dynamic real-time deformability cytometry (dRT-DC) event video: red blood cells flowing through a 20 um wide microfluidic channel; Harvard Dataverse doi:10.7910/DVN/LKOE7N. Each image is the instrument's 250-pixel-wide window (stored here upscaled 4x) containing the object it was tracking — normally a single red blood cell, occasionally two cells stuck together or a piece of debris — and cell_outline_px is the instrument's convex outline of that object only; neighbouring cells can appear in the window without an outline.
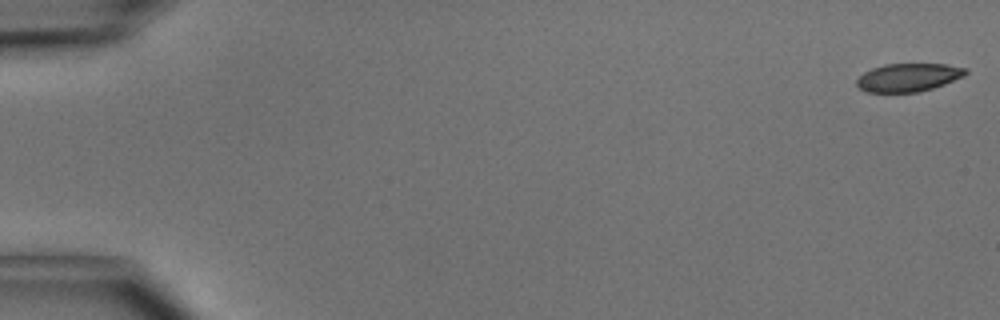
{"species": "common noctule bat (a hibernating species)", "species_latin": "Nyctalus noctula", "temperature_condition": "cold", "stored_images_in_passage": 49, "camera_frame_rate_fps": 3000, "um_per_image_px": 0.085, "animal": {"sex": "male", "body_mass_g": 15.6}, "frame": {"image": 1, "passage_image": 1, "time_ms": 0.0, "image_size_px": [1000, 320], "cell_outline_px": [[968, 72], [964, 76], [944, 84], [932, 88], [916, 92], [868, 92], [860, 88], [856, 84], [856, 80], [864, 72], [872, 68], [884, 64], [948, 64], [968, 68]], "centroid_in_image_um": [77.23, 6.57], "position_along_channel_um": 7.8, "area_um2": 17.86}}
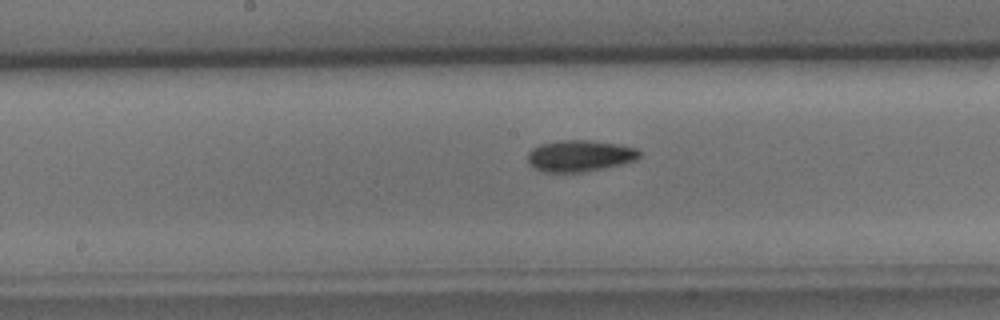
{"frame": {"image": 2, "passage_image": 26, "time_ms": 8.333, "image_size_px": [1000, 320], "cell_outline_px": [[640, 156], [636, 160], [620, 164], [580, 172], [544, 172], [536, 168], [528, 160], [528, 152], [532, 148], [540, 144], [556, 140], [588, 140], [616, 144], [636, 148], [640, 152]], "centroid_in_image_um": [49.26, 13.23], "position_along_channel_um": 198.9, "area_um2": 20.17}}
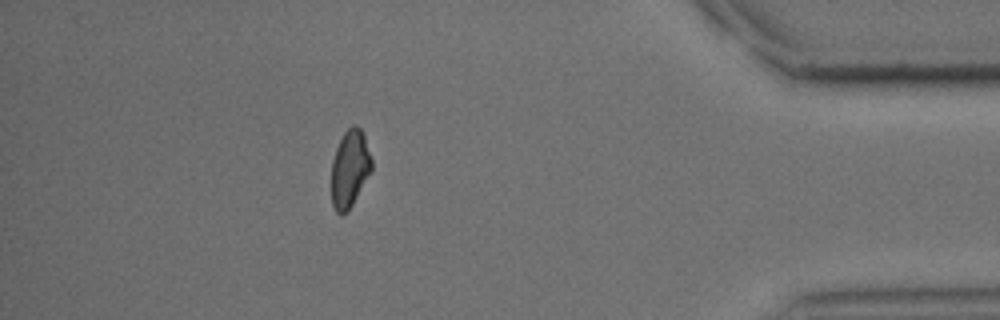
{"frame": {"image": 3, "passage_image": 44, "time_ms": 14.333, "image_size_px": [1000, 320], "cell_outline_px": [[372, 172], [348, 212], [340, 216], [336, 212], [332, 204], [332, 160], [336, 148], [344, 132], [352, 124], [356, 124], [360, 128], [364, 136], [372, 160]], "centroid_in_image_um": [29.74, 14.37], "position_along_channel_um": 405.5, "area_um2": 18.32}, "authors_computed_cell_mechanics": {"area_um2": 19.4786, "velocity_mm_per_s": 4.1158, "shape_relaxation_time_tau1_ms": 3.562, "shape_relaxation_time_tau2_ms": 6.4987, "deformation_change_tau1": 0.096, "deformation_change_tau2": 0.1062}}